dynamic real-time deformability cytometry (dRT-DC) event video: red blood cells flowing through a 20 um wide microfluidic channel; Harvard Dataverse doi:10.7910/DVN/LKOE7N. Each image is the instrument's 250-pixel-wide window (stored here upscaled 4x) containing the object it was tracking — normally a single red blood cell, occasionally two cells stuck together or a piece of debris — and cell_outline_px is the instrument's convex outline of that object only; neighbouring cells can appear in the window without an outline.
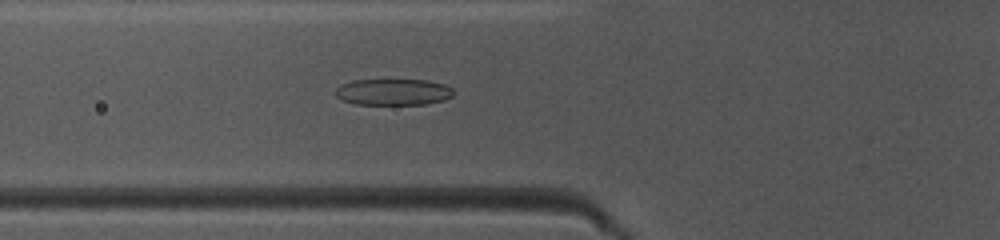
{"species": "common noctule bat (a hibernating species)", "species_latin": "Nyctalus noctula", "temperature_condition": "warm", "stored_images_in_passage": 48, "camera_frame_rate_fps": 3000, "um_per_image_px": 0.085, "animal": {"sex": "female", "body_mass_g": 10.0, "forearm_length_mm": 53.1}, "frame": {"image": 1, "passage_image": 17, "time_ms": 5.333, "image_size_px": [1000, 240], "cell_outline_px": [[452, 96], [444, 100], [424, 104], [356, 104], [344, 100], [336, 96], [336, 88], [340, 84], [352, 80], [428, 80], [444, 84], [452, 88]], "centroid_in_image_um": [33.42, 7.81], "position_along_channel_um": 92.4, "area_um2": 18.03}}
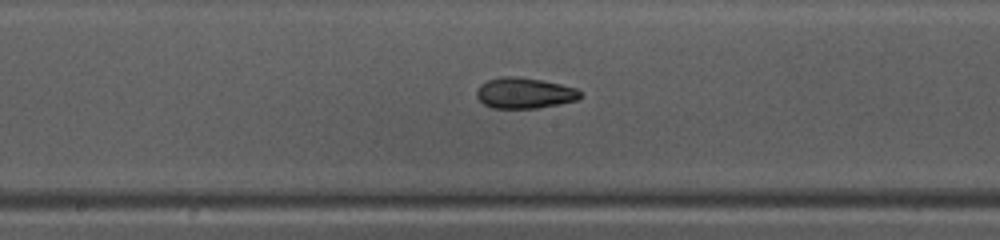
{"frame": {"image": 2, "passage_image": 25, "time_ms": 8.0, "image_size_px": [1000, 240], "cell_outline_px": [[584, 96], [576, 100], [560, 104], [536, 108], [492, 108], [484, 104], [476, 96], [476, 88], [480, 84], [488, 80], [500, 76], [516, 76], [540, 80], [560, 84], [576, 88], [584, 92]], "centroid_in_image_um": [44.59, 7.91], "position_along_channel_um": 203.6, "area_um2": 18.79}}
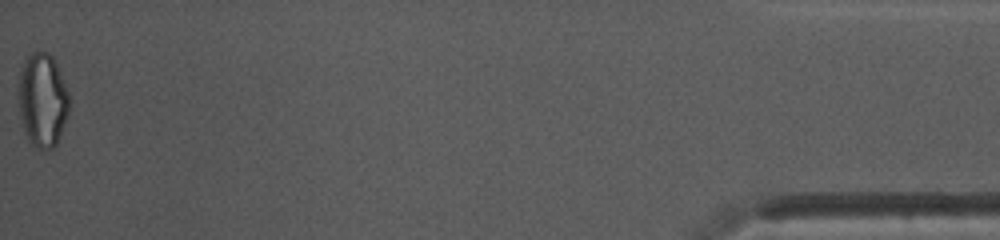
{"frame": {"image": 3, "passage_image": 48, "time_ms": 15.667, "image_size_px": [1000, 240], "cell_outline_px": [[68, 116], [60, 136], [56, 144], [52, 148], [36, 148], [28, 140], [24, 132], [20, 116], [20, 72], [24, 60], [28, 52], [48, 52], [52, 56], [60, 72], [68, 92]], "centroid_in_image_um": [3.62, 8.5], "position_along_channel_um": 431.6, "area_um2": 27.46}, "authors_computed_cell_mechanics": {"area_um2": 19.363, "velocity_mm_per_s": 4.128, "shape_relaxation_time_tau1_ms": 6.819, "shape_relaxation_time_tau2_ms": 3.5676, "deformation_change_tau1": 0.2059, "deformation_change_tau2": 0.0974}}